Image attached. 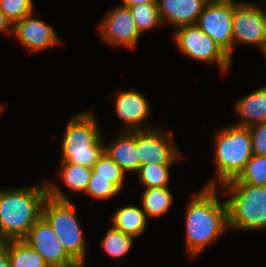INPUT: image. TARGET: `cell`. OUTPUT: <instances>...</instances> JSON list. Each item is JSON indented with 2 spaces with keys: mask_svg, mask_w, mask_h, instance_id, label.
I'll return each mask as SVG.
<instances>
[{
  "mask_svg": "<svg viewBox=\"0 0 266 267\" xmlns=\"http://www.w3.org/2000/svg\"><path fill=\"white\" fill-rule=\"evenodd\" d=\"M218 186H204L185 211L186 252L192 259L229 228L226 201L218 199Z\"/></svg>",
  "mask_w": 266,
  "mask_h": 267,
  "instance_id": "obj_1",
  "label": "cell"
},
{
  "mask_svg": "<svg viewBox=\"0 0 266 267\" xmlns=\"http://www.w3.org/2000/svg\"><path fill=\"white\" fill-rule=\"evenodd\" d=\"M47 197L46 180L41 186L0 190V242L23 240L42 216Z\"/></svg>",
  "mask_w": 266,
  "mask_h": 267,
  "instance_id": "obj_2",
  "label": "cell"
},
{
  "mask_svg": "<svg viewBox=\"0 0 266 267\" xmlns=\"http://www.w3.org/2000/svg\"><path fill=\"white\" fill-rule=\"evenodd\" d=\"M48 197L45 199L42 216L53 228L59 242L79 264L85 263L86 240L76 215V207L60 187L46 181Z\"/></svg>",
  "mask_w": 266,
  "mask_h": 267,
  "instance_id": "obj_3",
  "label": "cell"
},
{
  "mask_svg": "<svg viewBox=\"0 0 266 267\" xmlns=\"http://www.w3.org/2000/svg\"><path fill=\"white\" fill-rule=\"evenodd\" d=\"M96 121L91 110L74 115L63 137L61 162L93 167L104 153L105 146Z\"/></svg>",
  "mask_w": 266,
  "mask_h": 267,
  "instance_id": "obj_4",
  "label": "cell"
},
{
  "mask_svg": "<svg viewBox=\"0 0 266 267\" xmlns=\"http://www.w3.org/2000/svg\"><path fill=\"white\" fill-rule=\"evenodd\" d=\"M214 162L216 179L204 186H221L235 179L253 155L251 133L248 127L230 125L216 132Z\"/></svg>",
  "mask_w": 266,
  "mask_h": 267,
  "instance_id": "obj_5",
  "label": "cell"
},
{
  "mask_svg": "<svg viewBox=\"0 0 266 267\" xmlns=\"http://www.w3.org/2000/svg\"><path fill=\"white\" fill-rule=\"evenodd\" d=\"M226 201L229 228L237 230L266 229V186L222 184Z\"/></svg>",
  "mask_w": 266,
  "mask_h": 267,
  "instance_id": "obj_6",
  "label": "cell"
},
{
  "mask_svg": "<svg viewBox=\"0 0 266 267\" xmlns=\"http://www.w3.org/2000/svg\"><path fill=\"white\" fill-rule=\"evenodd\" d=\"M176 29L174 41L183 55L199 62L216 63L223 73L229 71L232 59L197 24Z\"/></svg>",
  "mask_w": 266,
  "mask_h": 267,
  "instance_id": "obj_7",
  "label": "cell"
},
{
  "mask_svg": "<svg viewBox=\"0 0 266 267\" xmlns=\"http://www.w3.org/2000/svg\"><path fill=\"white\" fill-rule=\"evenodd\" d=\"M234 44L256 45L266 59V13L261 5L233 0Z\"/></svg>",
  "mask_w": 266,
  "mask_h": 267,
  "instance_id": "obj_8",
  "label": "cell"
},
{
  "mask_svg": "<svg viewBox=\"0 0 266 267\" xmlns=\"http://www.w3.org/2000/svg\"><path fill=\"white\" fill-rule=\"evenodd\" d=\"M233 0H210L202 10L197 25L232 59Z\"/></svg>",
  "mask_w": 266,
  "mask_h": 267,
  "instance_id": "obj_9",
  "label": "cell"
},
{
  "mask_svg": "<svg viewBox=\"0 0 266 267\" xmlns=\"http://www.w3.org/2000/svg\"><path fill=\"white\" fill-rule=\"evenodd\" d=\"M23 241L37 251L49 267H85V263L78 264L63 248L43 216L30 228Z\"/></svg>",
  "mask_w": 266,
  "mask_h": 267,
  "instance_id": "obj_10",
  "label": "cell"
},
{
  "mask_svg": "<svg viewBox=\"0 0 266 267\" xmlns=\"http://www.w3.org/2000/svg\"><path fill=\"white\" fill-rule=\"evenodd\" d=\"M157 129V130H156ZM136 150L140 166L145 164L173 165L180 158L173 136L159 128L136 131Z\"/></svg>",
  "mask_w": 266,
  "mask_h": 267,
  "instance_id": "obj_11",
  "label": "cell"
},
{
  "mask_svg": "<svg viewBox=\"0 0 266 267\" xmlns=\"http://www.w3.org/2000/svg\"><path fill=\"white\" fill-rule=\"evenodd\" d=\"M101 37L106 43L133 49L140 38L129 7L119 5L106 13L99 25Z\"/></svg>",
  "mask_w": 266,
  "mask_h": 267,
  "instance_id": "obj_12",
  "label": "cell"
},
{
  "mask_svg": "<svg viewBox=\"0 0 266 267\" xmlns=\"http://www.w3.org/2000/svg\"><path fill=\"white\" fill-rule=\"evenodd\" d=\"M116 94L115 112L127 127L123 131L133 132L153 129L147 125L143 126L151 111L145 96L135 89L117 90Z\"/></svg>",
  "mask_w": 266,
  "mask_h": 267,
  "instance_id": "obj_13",
  "label": "cell"
},
{
  "mask_svg": "<svg viewBox=\"0 0 266 267\" xmlns=\"http://www.w3.org/2000/svg\"><path fill=\"white\" fill-rule=\"evenodd\" d=\"M25 16L13 25V34L31 52H37L60 44L56 31L45 21Z\"/></svg>",
  "mask_w": 266,
  "mask_h": 267,
  "instance_id": "obj_14",
  "label": "cell"
},
{
  "mask_svg": "<svg viewBox=\"0 0 266 267\" xmlns=\"http://www.w3.org/2000/svg\"><path fill=\"white\" fill-rule=\"evenodd\" d=\"M210 0H158L157 6L163 23L174 29L194 25Z\"/></svg>",
  "mask_w": 266,
  "mask_h": 267,
  "instance_id": "obj_15",
  "label": "cell"
},
{
  "mask_svg": "<svg viewBox=\"0 0 266 267\" xmlns=\"http://www.w3.org/2000/svg\"><path fill=\"white\" fill-rule=\"evenodd\" d=\"M121 134L104 146V152L126 173H137L140 168L138 151L136 150V131H122Z\"/></svg>",
  "mask_w": 266,
  "mask_h": 267,
  "instance_id": "obj_16",
  "label": "cell"
},
{
  "mask_svg": "<svg viewBox=\"0 0 266 267\" xmlns=\"http://www.w3.org/2000/svg\"><path fill=\"white\" fill-rule=\"evenodd\" d=\"M234 107L240 116V120L235 125L250 127L266 122V86L242 97Z\"/></svg>",
  "mask_w": 266,
  "mask_h": 267,
  "instance_id": "obj_17",
  "label": "cell"
},
{
  "mask_svg": "<svg viewBox=\"0 0 266 267\" xmlns=\"http://www.w3.org/2000/svg\"><path fill=\"white\" fill-rule=\"evenodd\" d=\"M147 221L148 217L142 207L128 205L116 210L112 217V227L137 238L145 230Z\"/></svg>",
  "mask_w": 266,
  "mask_h": 267,
  "instance_id": "obj_18",
  "label": "cell"
},
{
  "mask_svg": "<svg viewBox=\"0 0 266 267\" xmlns=\"http://www.w3.org/2000/svg\"><path fill=\"white\" fill-rule=\"evenodd\" d=\"M10 267H49L42 256L23 240L7 241Z\"/></svg>",
  "mask_w": 266,
  "mask_h": 267,
  "instance_id": "obj_19",
  "label": "cell"
},
{
  "mask_svg": "<svg viewBox=\"0 0 266 267\" xmlns=\"http://www.w3.org/2000/svg\"><path fill=\"white\" fill-rule=\"evenodd\" d=\"M173 202L169 187L145 188L142 194V209L148 219L165 214Z\"/></svg>",
  "mask_w": 266,
  "mask_h": 267,
  "instance_id": "obj_20",
  "label": "cell"
},
{
  "mask_svg": "<svg viewBox=\"0 0 266 267\" xmlns=\"http://www.w3.org/2000/svg\"><path fill=\"white\" fill-rule=\"evenodd\" d=\"M224 184L266 186V156L252 155L239 175Z\"/></svg>",
  "mask_w": 266,
  "mask_h": 267,
  "instance_id": "obj_21",
  "label": "cell"
},
{
  "mask_svg": "<svg viewBox=\"0 0 266 267\" xmlns=\"http://www.w3.org/2000/svg\"><path fill=\"white\" fill-rule=\"evenodd\" d=\"M60 167V177L63 179V184L69 187L73 193L82 192L85 194L92 174V168L67 162H61Z\"/></svg>",
  "mask_w": 266,
  "mask_h": 267,
  "instance_id": "obj_22",
  "label": "cell"
},
{
  "mask_svg": "<svg viewBox=\"0 0 266 267\" xmlns=\"http://www.w3.org/2000/svg\"><path fill=\"white\" fill-rule=\"evenodd\" d=\"M136 29L139 34L163 25L157 3H145L130 6Z\"/></svg>",
  "mask_w": 266,
  "mask_h": 267,
  "instance_id": "obj_23",
  "label": "cell"
},
{
  "mask_svg": "<svg viewBox=\"0 0 266 267\" xmlns=\"http://www.w3.org/2000/svg\"><path fill=\"white\" fill-rule=\"evenodd\" d=\"M135 237L111 227L101 241V247L113 258H122L127 255L133 245Z\"/></svg>",
  "mask_w": 266,
  "mask_h": 267,
  "instance_id": "obj_24",
  "label": "cell"
},
{
  "mask_svg": "<svg viewBox=\"0 0 266 267\" xmlns=\"http://www.w3.org/2000/svg\"><path fill=\"white\" fill-rule=\"evenodd\" d=\"M171 165L145 164L141 165L137 172L140 183L146 188L166 187L170 178Z\"/></svg>",
  "mask_w": 266,
  "mask_h": 267,
  "instance_id": "obj_25",
  "label": "cell"
},
{
  "mask_svg": "<svg viewBox=\"0 0 266 267\" xmlns=\"http://www.w3.org/2000/svg\"><path fill=\"white\" fill-rule=\"evenodd\" d=\"M92 171L95 173V178L111 179L120 190L123 189L126 174L106 152L93 165Z\"/></svg>",
  "mask_w": 266,
  "mask_h": 267,
  "instance_id": "obj_26",
  "label": "cell"
},
{
  "mask_svg": "<svg viewBox=\"0 0 266 267\" xmlns=\"http://www.w3.org/2000/svg\"><path fill=\"white\" fill-rule=\"evenodd\" d=\"M33 0H0V11L14 25L33 13Z\"/></svg>",
  "mask_w": 266,
  "mask_h": 267,
  "instance_id": "obj_27",
  "label": "cell"
},
{
  "mask_svg": "<svg viewBox=\"0 0 266 267\" xmlns=\"http://www.w3.org/2000/svg\"><path fill=\"white\" fill-rule=\"evenodd\" d=\"M120 189L111 182V179L95 178L92 171L85 194L95 199H107L120 193Z\"/></svg>",
  "mask_w": 266,
  "mask_h": 267,
  "instance_id": "obj_28",
  "label": "cell"
},
{
  "mask_svg": "<svg viewBox=\"0 0 266 267\" xmlns=\"http://www.w3.org/2000/svg\"><path fill=\"white\" fill-rule=\"evenodd\" d=\"M251 133L254 155L266 156V122L248 127Z\"/></svg>",
  "mask_w": 266,
  "mask_h": 267,
  "instance_id": "obj_29",
  "label": "cell"
},
{
  "mask_svg": "<svg viewBox=\"0 0 266 267\" xmlns=\"http://www.w3.org/2000/svg\"><path fill=\"white\" fill-rule=\"evenodd\" d=\"M0 267H10L7 251V241L0 242Z\"/></svg>",
  "mask_w": 266,
  "mask_h": 267,
  "instance_id": "obj_30",
  "label": "cell"
},
{
  "mask_svg": "<svg viewBox=\"0 0 266 267\" xmlns=\"http://www.w3.org/2000/svg\"><path fill=\"white\" fill-rule=\"evenodd\" d=\"M0 32H5L8 34H13V25L6 18V16L0 11Z\"/></svg>",
  "mask_w": 266,
  "mask_h": 267,
  "instance_id": "obj_31",
  "label": "cell"
},
{
  "mask_svg": "<svg viewBox=\"0 0 266 267\" xmlns=\"http://www.w3.org/2000/svg\"><path fill=\"white\" fill-rule=\"evenodd\" d=\"M123 5L125 7L134 6L137 4H145V3H157L158 0H122Z\"/></svg>",
  "mask_w": 266,
  "mask_h": 267,
  "instance_id": "obj_32",
  "label": "cell"
},
{
  "mask_svg": "<svg viewBox=\"0 0 266 267\" xmlns=\"http://www.w3.org/2000/svg\"><path fill=\"white\" fill-rule=\"evenodd\" d=\"M3 111V106L1 107V105H0V113Z\"/></svg>",
  "mask_w": 266,
  "mask_h": 267,
  "instance_id": "obj_33",
  "label": "cell"
}]
</instances>
